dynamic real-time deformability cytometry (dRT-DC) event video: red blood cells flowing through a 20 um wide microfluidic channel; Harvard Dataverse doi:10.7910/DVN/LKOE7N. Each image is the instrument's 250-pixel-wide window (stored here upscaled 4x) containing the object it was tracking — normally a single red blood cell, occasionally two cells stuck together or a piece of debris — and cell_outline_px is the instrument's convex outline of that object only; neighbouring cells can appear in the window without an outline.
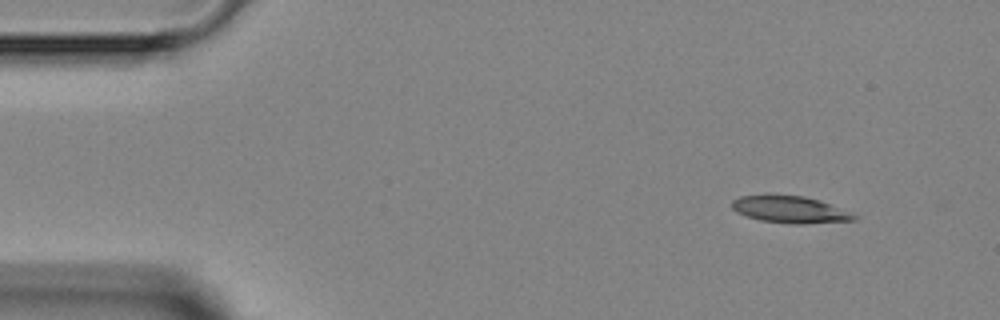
{"species": "Egyptian fruit bat (a non-hibernating species)", "species_latin": "Rousettus aegyptiacus", "temperature_condition": "room temperature", "stored_images_in_passage": 4, "segment_of_instrument_passage": [1, 2], "camera_frame_rate_fps": 3000, "um_per_image_px": 0.085, "animal": {"sex": "female"}, "frame": {"image": 1, "passage_image": 1, "time_ms": 0.0, "image_size_px": [1000, 320], "cell_outline_px": [[860, 216], [856, 220], [804, 224], [792, 224], [760, 220], [736, 212], [732, 208], [732, 200], [740, 196], [804, 196], [820, 200], [852, 212]], "centroid_in_image_um": [67.23, 17.83], "position_along_channel_um": 17.8, "area_um2": 19.02}}